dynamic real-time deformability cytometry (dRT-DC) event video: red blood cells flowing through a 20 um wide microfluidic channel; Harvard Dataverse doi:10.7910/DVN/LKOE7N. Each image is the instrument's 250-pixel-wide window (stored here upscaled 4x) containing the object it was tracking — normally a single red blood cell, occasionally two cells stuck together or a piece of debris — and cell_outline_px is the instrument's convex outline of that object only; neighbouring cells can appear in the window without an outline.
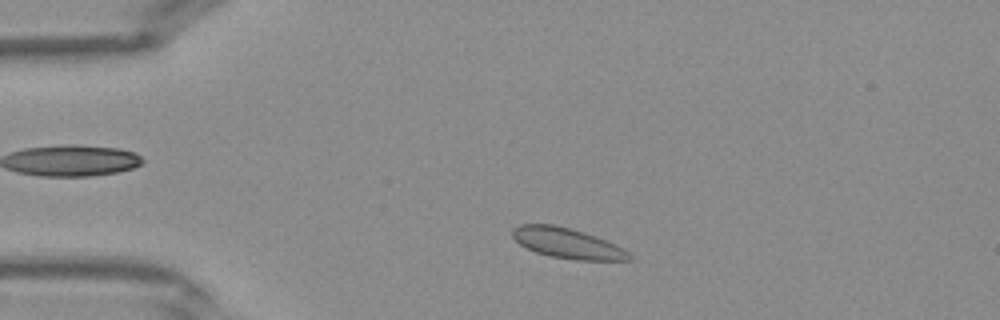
{"species": "Egyptian fruit bat (a non-hibernating species)", "species_latin": "Rousettus aegyptiacus", "temperature_condition": "warm", "stored_images_in_passage": 32, "camera_frame_rate_fps": 3000, "um_per_image_px": 0.085, "frame": {"image": 1, "passage_image": 4, "time_ms": 1.0, "image_size_px": [1000, 320], "cell_outline_px": [[636, 260], [576, 260], [552, 256], [536, 252], [520, 244], [512, 236], [512, 228], [520, 224], [552, 224], [572, 228], [596, 236], [616, 244], [624, 248]], "centroid_in_image_um": [48.26, 20.66], "position_along_channel_um": 36.7, "area_um2": 20.69}}
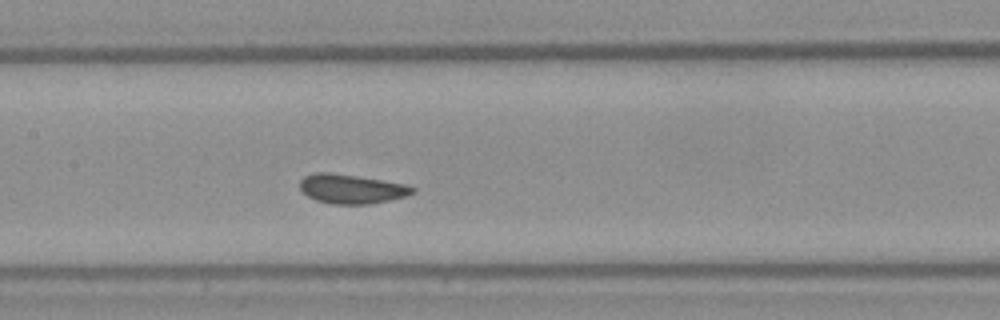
{"frame": {"image": 2, "passage_image": 15, "time_ms": 4.667, "image_size_px": [1000, 320], "cell_outline_px": [[416, 192], [408, 196], [368, 204], [332, 204], [316, 200], [308, 196], [300, 188], [300, 180], [304, 176], [316, 172], [328, 172], [356, 176], [408, 184], [416, 188]], "centroid_in_image_um": [29.91, 16.05], "position_along_channel_um": 177.5, "area_um2": 19.25}}
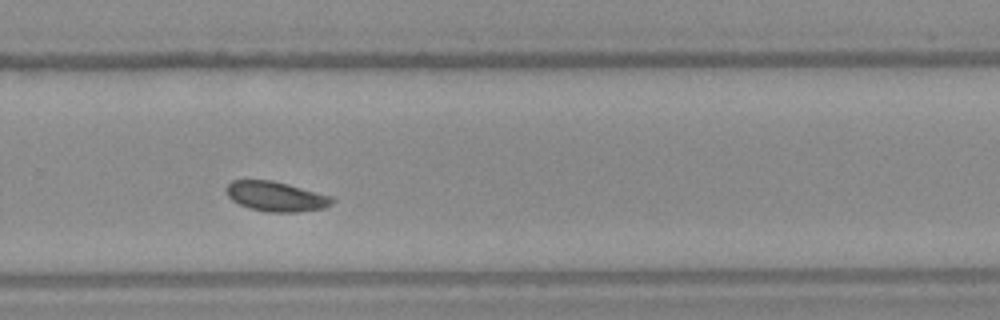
{"frame": {"image": 3, "passage_image": 23, "time_ms": 7.333, "image_size_px": [1000, 320], "cell_outline_px": [[336, 200], [332, 204], [324, 208], [300, 212], [268, 212], [248, 208], [232, 200], [228, 196], [224, 188], [232, 180], [272, 180], [288, 184], [332, 196]], "centroid_in_image_um": [23.46, 16.7], "position_along_channel_um": 306.3, "area_um2": 18.55}}